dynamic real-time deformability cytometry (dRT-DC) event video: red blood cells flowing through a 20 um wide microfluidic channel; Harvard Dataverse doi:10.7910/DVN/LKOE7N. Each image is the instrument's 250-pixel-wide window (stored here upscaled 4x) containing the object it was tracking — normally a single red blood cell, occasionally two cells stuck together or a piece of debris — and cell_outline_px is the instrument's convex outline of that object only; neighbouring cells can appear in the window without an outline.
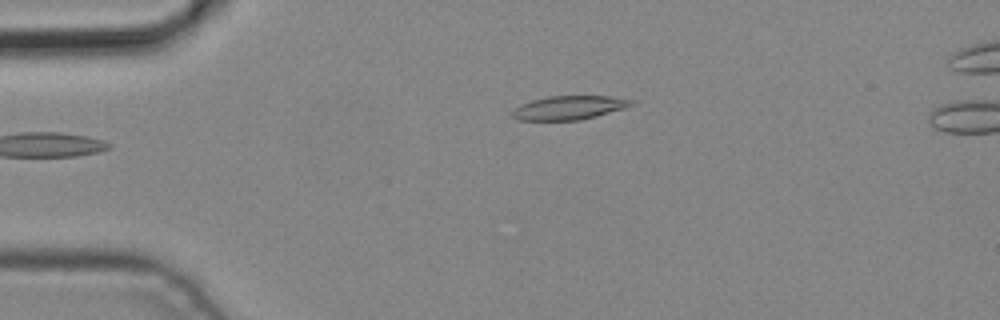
{"species": "common noctule bat (a hibernating species)", "species_latin": "Nyctalus noctula", "temperature_condition": "cold", "stored_images_in_passage": 5, "camera_frame_rate_fps": 3000, "um_per_image_px": 0.085, "animal": {"sex": "male", "body_mass_g": 19.2, "forearm_length_mm": 51.8}, "frame": {"image": 1, "passage_image": 5, "time_ms": 1.333, "image_size_px": [1000, 320], "cell_outline_px": [[636, 104], [624, 108], [596, 116], [580, 120], [516, 120], [512, 116], [512, 108], [520, 104], [532, 100], [548, 96], [612, 96], [632, 100]], "centroid_in_image_um": [48.34, 9.15], "position_along_channel_um": 36.7, "area_um2": 16.59}}